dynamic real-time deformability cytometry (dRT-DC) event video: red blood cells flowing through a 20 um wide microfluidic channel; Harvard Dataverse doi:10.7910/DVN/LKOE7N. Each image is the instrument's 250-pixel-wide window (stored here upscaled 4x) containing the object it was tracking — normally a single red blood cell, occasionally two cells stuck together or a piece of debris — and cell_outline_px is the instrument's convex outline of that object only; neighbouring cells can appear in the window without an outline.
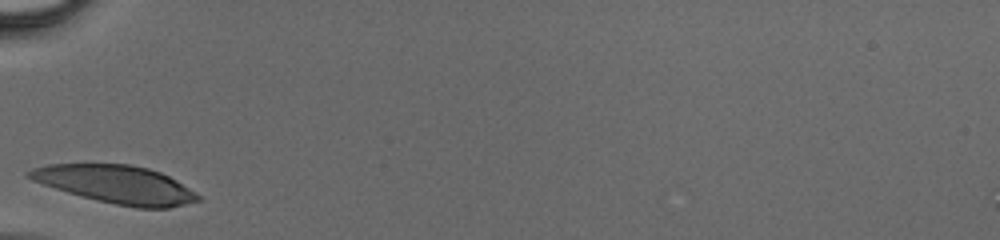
{"species": "human", "species_latin": "Homo sapiens", "temperature_condition": "cold", "stored_images_in_passage": 22, "camera_frame_rate_fps": 3000, "um_per_image_px": 0.085, "donor": {"sex": "male"}, "frame": {"image": 1, "passage_image": 1, "time_ms": 0.0, "image_size_px": [1000, 240], "cell_outline_px": [[200, 200], [168, 208], [136, 208], [96, 200], [68, 192], [32, 180], [24, 176], [24, 172], [32, 168], [48, 164], [128, 164], [148, 168], [160, 172], [176, 180], [200, 196]], "centroid_in_image_um": [9.83, 15.66], "position_along_channel_um": 75.2, "area_um2": 37.05}}
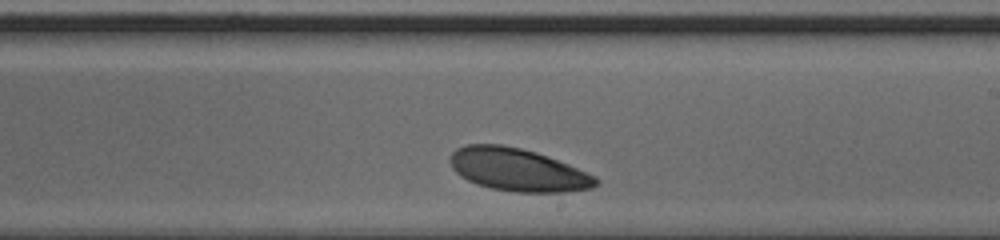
{"frame": {"image": 2, "passage_image": 13, "time_ms": 4.0, "image_size_px": [1000, 240], "cell_outline_px": [[600, 184], [592, 188], [564, 192], [512, 192], [492, 188], [476, 184], [460, 176], [452, 168], [448, 160], [452, 152], [456, 148], [468, 144], [500, 144], [520, 148], [536, 152], [548, 156], [568, 164], [596, 176], [600, 180]], "centroid_in_image_um": [44.01, 14.43], "position_along_channel_um": 245.0, "area_um2": 36.53}}
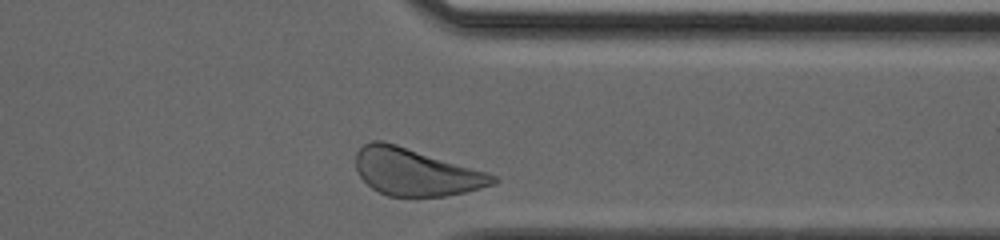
{"frame": {"image": 3, "passage_image": 22, "time_ms": 7.0, "image_size_px": [1000, 240], "cell_outline_px": [[500, 180], [496, 184], [464, 192], [444, 196], [388, 196], [372, 188], [360, 176], [356, 168], [356, 152], [364, 144], [372, 140], [380, 140], [396, 144], [488, 172], [496, 176]], "centroid_in_image_um": [35.35, 14.62], "position_along_channel_um": 376.1, "area_um2": 37.51}}